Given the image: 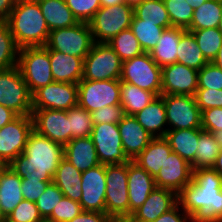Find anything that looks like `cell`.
I'll use <instances>...</instances> for the list:
<instances>
[{
    "label": "cell",
    "mask_w": 222,
    "mask_h": 222,
    "mask_svg": "<svg viewBox=\"0 0 222 222\" xmlns=\"http://www.w3.org/2000/svg\"><path fill=\"white\" fill-rule=\"evenodd\" d=\"M178 204L197 222H222V177L213 168L192 171V181L178 193Z\"/></svg>",
    "instance_id": "1"
},
{
    "label": "cell",
    "mask_w": 222,
    "mask_h": 222,
    "mask_svg": "<svg viewBox=\"0 0 222 222\" xmlns=\"http://www.w3.org/2000/svg\"><path fill=\"white\" fill-rule=\"evenodd\" d=\"M64 158V146L33 130L22 154L8 167L20 178H36L52 182L59 162Z\"/></svg>",
    "instance_id": "2"
},
{
    "label": "cell",
    "mask_w": 222,
    "mask_h": 222,
    "mask_svg": "<svg viewBox=\"0 0 222 222\" xmlns=\"http://www.w3.org/2000/svg\"><path fill=\"white\" fill-rule=\"evenodd\" d=\"M6 22L19 48L45 46L50 30L36 0H17Z\"/></svg>",
    "instance_id": "3"
},
{
    "label": "cell",
    "mask_w": 222,
    "mask_h": 222,
    "mask_svg": "<svg viewBox=\"0 0 222 222\" xmlns=\"http://www.w3.org/2000/svg\"><path fill=\"white\" fill-rule=\"evenodd\" d=\"M128 163L106 165L105 213L115 222L129 218Z\"/></svg>",
    "instance_id": "4"
},
{
    "label": "cell",
    "mask_w": 222,
    "mask_h": 222,
    "mask_svg": "<svg viewBox=\"0 0 222 222\" xmlns=\"http://www.w3.org/2000/svg\"><path fill=\"white\" fill-rule=\"evenodd\" d=\"M32 95L18 65L0 70V105L18 116H32Z\"/></svg>",
    "instance_id": "5"
},
{
    "label": "cell",
    "mask_w": 222,
    "mask_h": 222,
    "mask_svg": "<svg viewBox=\"0 0 222 222\" xmlns=\"http://www.w3.org/2000/svg\"><path fill=\"white\" fill-rule=\"evenodd\" d=\"M134 8L126 3L101 7L88 22L94 42L107 43L121 31L129 29Z\"/></svg>",
    "instance_id": "6"
},
{
    "label": "cell",
    "mask_w": 222,
    "mask_h": 222,
    "mask_svg": "<svg viewBox=\"0 0 222 222\" xmlns=\"http://www.w3.org/2000/svg\"><path fill=\"white\" fill-rule=\"evenodd\" d=\"M17 65L32 94L54 82L49 51L44 46L20 48Z\"/></svg>",
    "instance_id": "7"
},
{
    "label": "cell",
    "mask_w": 222,
    "mask_h": 222,
    "mask_svg": "<svg viewBox=\"0 0 222 222\" xmlns=\"http://www.w3.org/2000/svg\"><path fill=\"white\" fill-rule=\"evenodd\" d=\"M120 80L161 96L162 68L144 52L122 63Z\"/></svg>",
    "instance_id": "8"
},
{
    "label": "cell",
    "mask_w": 222,
    "mask_h": 222,
    "mask_svg": "<svg viewBox=\"0 0 222 222\" xmlns=\"http://www.w3.org/2000/svg\"><path fill=\"white\" fill-rule=\"evenodd\" d=\"M93 44L89 24L79 22L72 27L51 30L44 47L85 59Z\"/></svg>",
    "instance_id": "9"
},
{
    "label": "cell",
    "mask_w": 222,
    "mask_h": 222,
    "mask_svg": "<svg viewBox=\"0 0 222 222\" xmlns=\"http://www.w3.org/2000/svg\"><path fill=\"white\" fill-rule=\"evenodd\" d=\"M122 63L108 43L94 42L84 59L82 80H120Z\"/></svg>",
    "instance_id": "10"
},
{
    "label": "cell",
    "mask_w": 222,
    "mask_h": 222,
    "mask_svg": "<svg viewBox=\"0 0 222 222\" xmlns=\"http://www.w3.org/2000/svg\"><path fill=\"white\" fill-rule=\"evenodd\" d=\"M121 80L91 81L78 83V105L89 113L105 106L120 104Z\"/></svg>",
    "instance_id": "11"
},
{
    "label": "cell",
    "mask_w": 222,
    "mask_h": 222,
    "mask_svg": "<svg viewBox=\"0 0 222 222\" xmlns=\"http://www.w3.org/2000/svg\"><path fill=\"white\" fill-rule=\"evenodd\" d=\"M161 97L166 109L167 126H170L168 130L202 128V112L194 96L171 94Z\"/></svg>",
    "instance_id": "12"
},
{
    "label": "cell",
    "mask_w": 222,
    "mask_h": 222,
    "mask_svg": "<svg viewBox=\"0 0 222 222\" xmlns=\"http://www.w3.org/2000/svg\"><path fill=\"white\" fill-rule=\"evenodd\" d=\"M90 137L100 164L113 165L130 161L123 151L118 124H95Z\"/></svg>",
    "instance_id": "13"
},
{
    "label": "cell",
    "mask_w": 222,
    "mask_h": 222,
    "mask_svg": "<svg viewBox=\"0 0 222 222\" xmlns=\"http://www.w3.org/2000/svg\"><path fill=\"white\" fill-rule=\"evenodd\" d=\"M33 131L32 116H17L0 129V162L8 166L22 154Z\"/></svg>",
    "instance_id": "14"
},
{
    "label": "cell",
    "mask_w": 222,
    "mask_h": 222,
    "mask_svg": "<svg viewBox=\"0 0 222 222\" xmlns=\"http://www.w3.org/2000/svg\"><path fill=\"white\" fill-rule=\"evenodd\" d=\"M78 105V84L53 82L32 95V109L69 110Z\"/></svg>",
    "instance_id": "15"
},
{
    "label": "cell",
    "mask_w": 222,
    "mask_h": 222,
    "mask_svg": "<svg viewBox=\"0 0 222 222\" xmlns=\"http://www.w3.org/2000/svg\"><path fill=\"white\" fill-rule=\"evenodd\" d=\"M33 130L65 146L70 141V121L66 110L33 109Z\"/></svg>",
    "instance_id": "16"
},
{
    "label": "cell",
    "mask_w": 222,
    "mask_h": 222,
    "mask_svg": "<svg viewBox=\"0 0 222 222\" xmlns=\"http://www.w3.org/2000/svg\"><path fill=\"white\" fill-rule=\"evenodd\" d=\"M81 181L83 210L105 213L106 165L99 164L83 171Z\"/></svg>",
    "instance_id": "17"
},
{
    "label": "cell",
    "mask_w": 222,
    "mask_h": 222,
    "mask_svg": "<svg viewBox=\"0 0 222 222\" xmlns=\"http://www.w3.org/2000/svg\"><path fill=\"white\" fill-rule=\"evenodd\" d=\"M197 89L198 70L180 63L162 67L161 95L195 96Z\"/></svg>",
    "instance_id": "18"
},
{
    "label": "cell",
    "mask_w": 222,
    "mask_h": 222,
    "mask_svg": "<svg viewBox=\"0 0 222 222\" xmlns=\"http://www.w3.org/2000/svg\"><path fill=\"white\" fill-rule=\"evenodd\" d=\"M192 171L191 165L172 151L154 178L156 187L178 194L192 181Z\"/></svg>",
    "instance_id": "19"
},
{
    "label": "cell",
    "mask_w": 222,
    "mask_h": 222,
    "mask_svg": "<svg viewBox=\"0 0 222 222\" xmlns=\"http://www.w3.org/2000/svg\"><path fill=\"white\" fill-rule=\"evenodd\" d=\"M178 204V194L172 190L156 187L144 204L126 222H154L163 213Z\"/></svg>",
    "instance_id": "20"
},
{
    "label": "cell",
    "mask_w": 222,
    "mask_h": 222,
    "mask_svg": "<svg viewBox=\"0 0 222 222\" xmlns=\"http://www.w3.org/2000/svg\"><path fill=\"white\" fill-rule=\"evenodd\" d=\"M156 188L155 179L135 162H128L129 217L147 200Z\"/></svg>",
    "instance_id": "21"
},
{
    "label": "cell",
    "mask_w": 222,
    "mask_h": 222,
    "mask_svg": "<svg viewBox=\"0 0 222 222\" xmlns=\"http://www.w3.org/2000/svg\"><path fill=\"white\" fill-rule=\"evenodd\" d=\"M123 151L129 160L133 161L153 139L138 123L134 116L125 115L118 123Z\"/></svg>",
    "instance_id": "22"
},
{
    "label": "cell",
    "mask_w": 222,
    "mask_h": 222,
    "mask_svg": "<svg viewBox=\"0 0 222 222\" xmlns=\"http://www.w3.org/2000/svg\"><path fill=\"white\" fill-rule=\"evenodd\" d=\"M49 51L54 82L78 84L83 78L84 59L59 51Z\"/></svg>",
    "instance_id": "23"
},
{
    "label": "cell",
    "mask_w": 222,
    "mask_h": 222,
    "mask_svg": "<svg viewBox=\"0 0 222 222\" xmlns=\"http://www.w3.org/2000/svg\"><path fill=\"white\" fill-rule=\"evenodd\" d=\"M64 158L83 172L100 164L90 136L73 138L64 146Z\"/></svg>",
    "instance_id": "24"
},
{
    "label": "cell",
    "mask_w": 222,
    "mask_h": 222,
    "mask_svg": "<svg viewBox=\"0 0 222 222\" xmlns=\"http://www.w3.org/2000/svg\"><path fill=\"white\" fill-rule=\"evenodd\" d=\"M134 118L151 137L162 138L166 136L168 129L163 127L167 125V116L164 100L161 96H157L148 106L136 113Z\"/></svg>",
    "instance_id": "25"
},
{
    "label": "cell",
    "mask_w": 222,
    "mask_h": 222,
    "mask_svg": "<svg viewBox=\"0 0 222 222\" xmlns=\"http://www.w3.org/2000/svg\"><path fill=\"white\" fill-rule=\"evenodd\" d=\"M21 180L13 170L5 166L0 172V211L4 218L9 216L23 199Z\"/></svg>",
    "instance_id": "26"
},
{
    "label": "cell",
    "mask_w": 222,
    "mask_h": 222,
    "mask_svg": "<svg viewBox=\"0 0 222 222\" xmlns=\"http://www.w3.org/2000/svg\"><path fill=\"white\" fill-rule=\"evenodd\" d=\"M171 152L170 144L164 137L153 138L133 162L155 178Z\"/></svg>",
    "instance_id": "27"
},
{
    "label": "cell",
    "mask_w": 222,
    "mask_h": 222,
    "mask_svg": "<svg viewBox=\"0 0 222 222\" xmlns=\"http://www.w3.org/2000/svg\"><path fill=\"white\" fill-rule=\"evenodd\" d=\"M186 29L170 27L166 28L157 45L149 52L152 59L159 67L177 63L178 44Z\"/></svg>",
    "instance_id": "28"
},
{
    "label": "cell",
    "mask_w": 222,
    "mask_h": 222,
    "mask_svg": "<svg viewBox=\"0 0 222 222\" xmlns=\"http://www.w3.org/2000/svg\"><path fill=\"white\" fill-rule=\"evenodd\" d=\"M82 172L63 158L57 167L52 182L55 183L64 197L79 202L82 195Z\"/></svg>",
    "instance_id": "29"
},
{
    "label": "cell",
    "mask_w": 222,
    "mask_h": 222,
    "mask_svg": "<svg viewBox=\"0 0 222 222\" xmlns=\"http://www.w3.org/2000/svg\"><path fill=\"white\" fill-rule=\"evenodd\" d=\"M202 128L168 130L164 137L173 152L191 164L195 160L196 149Z\"/></svg>",
    "instance_id": "30"
},
{
    "label": "cell",
    "mask_w": 222,
    "mask_h": 222,
    "mask_svg": "<svg viewBox=\"0 0 222 222\" xmlns=\"http://www.w3.org/2000/svg\"><path fill=\"white\" fill-rule=\"evenodd\" d=\"M41 8L49 30L68 28L79 21L73 15L65 0H36Z\"/></svg>",
    "instance_id": "31"
},
{
    "label": "cell",
    "mask_w": 222,
    "mask_h": 222,
    "mask_svg": "<svg viewBox=\"0 0 222 222\" xmlns=\"http://www.w3.org/2000/svg\"><path fill=\"white\" fill-rule=\"evenodd\" d=\"M120 104L125 115L134 116L148 106L157 96L147 90H143L131 83L120 84Z\"/></svg>",
    "instance_id": "32"
},
{
    "label": "cell",
    "mask_w": 222,
    "mask_h": 222,
    "mask_svg": "<svg viewBox=\"0 0 222 222\" xmlns=\"http://www.w3.org/2000/svg\"><path fill=\"white\" fill-rule=\"evenodd\" d=\"M177 48V63L196 70H200L208 63L190 31L186 30L182 34Z\"/></svg>",
    "instance_id": "33"
},
{
    "label": "cell",
    "mask_w": 222,
    "mask_h": 222,
    "mask_svg": "<svg viewBox=\"0 0 222 222\" xmlns=\"http://www.w3.org/2000/svg\"><path fill=\"white\" fill-rule=\"evenodd\" d=\"M222 17V0H207L194 10L191 25L187 30L218 28Z\"/></svg>",
    "instance_id": "34"
},
{
    "label": "cell",
    "mask_w": 222,
    "mask_h": 222,
    "mask_svg": "<svg viewBox=\"0 0 222 222\" xmlns=\"http://www.w3.org/2000/svg\"><path fill=\"white\" fill-rule=\"evenodd\" d=\"M219 152L220 148L213 134L203 131L199 137L195 160L190 164L192 170L212 168Z\"/></svg>",
    "instance_id": "35"
},
{
    "label": "cell",
    "mask_w": 222,
    "mask_h": 222,
    "mask_svg": "<svg viewBox=\"0 0 222 222\" xmlns=\"http://www.w3.org/2000/svg\"><path fill=\"white\" fill-rule=\"evenodd\" d=\"M134 15L144 22L155 23L165 29L172 27L163 0H145L134 8Z\"/></svg>",
    "instance_id": "36"
},
{
    "label": "cell",
    "mask_w": 222,
    "mask_h": 222,
    "mask_svg": "<svg viewBox=\"0 0 222 222\" xmlns=\"http://www.w3.org/2000/svg\"><path fill=\"white\" fill-rule=\"evenodd\" d=\"M130 29L137 38L144 52H150L161 38L164 27L155 25V23L144 22L133 15Z\"/></svg>",
    "instance_id": "37"
},
{
    "label": "cell",
    "mask_w": 222,
    "mask_h": 222,
    "mask_svg": "<svg viewBox=\"0 0 222 222\" xmlns=\"http://www.w3.org/2000/svg\"><path fill=\"white\" fill-rule=\"evenodd\" d=\"M122 61L132 59L144 53L140 43L129 28L121 31L107 42Z\"/></svg>",
    "instance_id": "38"
},
{
    "label": "cell",
    "mask_w": 222,
    "mask_h": 222,
    "mask_svg": "<svg viewBox=\"0 0 222 222\" xmlns=\"http://www.w3.org/2000/svg\"><path fill=\"white\" fill-rule=\"evenodd\" d=\"M19 47L15 43L9 24L0 22V70L14 67L18 64Z\"/></svg>",
    "instance_id": "39"
},
{
    "label": "cell",
    "mask_w": 222,
    "mask_h": 222,
    "mask_svg": "<svg viewBox=\"0 0 222 222\" xmlns=\"http://www.w3.org/2000/svg\"><path fill=\"white\" fill-rule=\"evenodd\" d=\"M192 32L196 43L208 62H212L222 46V34L218 28L187 30Z\"/></svg>",
    "instance_id": "40"
},
{
    "label": "cell",
    "mask_w": 222,
    "mask_h": 222,
    "mask_svg": "<svg viewBox=\"0 0 222 222\" xmlns=\"http://www.w3.org/2000/svg\"><path fill=\"white\" fill-rule=\"evenodd\" d=\"M70 121V141L73 138L88 137L94 127L91 113L79 105L67 110Z\"/></svg>",
    "instance_id": "41"
},
{
    "label": "cell",
    "mask_w": 222,
    "mask_h": 222,
    "mask_svg": "<svg viewBox=\"0 0 222 222\" xmlns=\"http://www.w3.org/2000/svg\"><path fill=\"white\" fill-rule=\"evenodd\" d=\"M172 27L188 29L191 25L194 9L186 0H163Z\"/></svg>",
    "instance_id": "42"
},
{
    "label": "cell",
    "mask_w": 222,
    "mask_h": 222,
    "mask_svg": "<svg viewBox=\"0 0 222 222\" xmlns=\"http://www.w3.org/2000/svg\"><path fill=\"white\" fill-rule=\"evenodd\" d=\"M64 197L63 193L59 187L51 182L45 189L44 193L36 200V205L39 214L46 221L52 214L54 207L62 200Z\"/></svg>",
    "instance_id": "43"
},
{
    "label": "cell",
    "mask_w": 222,
    "mask_h": 222,
    "mask_svg": "<svg viewBox=\"0 0 222 222\" xmlns=\"http://www.w3.org/2000/svg\"><path fill=\"white\" fill-rule=\"evenodd\" d=\"M83 211L82 205L79 202L63 197L54 207L51 216L45 222H68Z\"/></svg>",
    "instance_id": "44"
},
{
    "label": "cell",
    "mask_w": 222,
    "mask_h": 222,
    "mask_svg": "<svg viewBox=\"0 0 222 222\" xmlns=\"http://www.w3.org/2000/svg\"><path fill=\"white\" fill-rule=\"evenodd\" d=\"M4 222H45L35 202L22 200Z\"/></svg>",
    "instance_id": "45"
},
{
    "label": "cell",
    "mask_w": 222,
    "mask_h": 222,
    "mask_svg": "<svg viewBox=\"0 0 222 222\" xmlns=\"http://www.w3.org/2000/svg\"><path fill=\"white\" fill-rule=\"evenodd\" d=\"M198 89L222 90V70L208 62L198 70Z\"/></svg>",
    "instance_id": "46"
},
{
    "label": "cell",
    "mask_w": 222,
    "mask_h": 222,
    "mask_svg": "<svg viewBox=\"0 0 222 222\" xmlns=\"http://www.w3.org/2000/svg\"><path fill=\"white\" fill-rule=\"evenodd\" d=\"M79 22L88 23L101 8L100 0H65Z\"/></svg>",
    "instance_id": "47"
},
{
    "label": "cell",
    "mask_w": 222,
    "mask_h": 222,
    "mask_svg": "<svg viewBox=\"0 0 222 222\" xmlns=\"http://www.w3.org/2000/svg\"><path fill=\"white\" fill-rule=\"evenodd\" d=\"M93 124L112 123L118 124L125 116L121 105L105 106L91 113Z\"/></svg>",
    "instance_id": "48"
},
{
    "label": "cell",
    "mask_w": 222,
    "mask_h": 222,
    "mask_svg": "<svg viewBox=\"0 0 222 222\" xmlns=\"http://www.w3.org/2000/svg\"><path fill=\"white\" fill-rule=\"evenodd\" d=\"M194 97L201 112L209 108H222V90L197 89Z\"/></svg>",
    "instance_id": "49"
},
{
    "label": "cell",
    "mask_w": 222,
    "mask_h": 222,
    "mask_svg": "<svg viewBox=\"0 0 222 222\" xmlns=\"http://www.w3.org/2000/svg\"><path fill=\"white\" fill-rule=\"evenodd\" d=\"M51 182L39 181L36 178H22L21 190L24 200L36 202Z\"/></svg>",
    "instance_id": "50"
},
{
    "label": "cell",
    "mask_w": 222,
    "mask_h": 222,
    "mask_svg": "<svg viewBox=\"0 0 222 222\" xmlns=\"http://www.w3.org/2000/svg\"><path fill=\"white\" fill-rule=\"evenodd\" d=\"M201 127L210 133L222 130V108H209L202 111Z\"/></svg>",
    "instance_id": "51"
},
{
    "label": "cell",
    "mask_w": 222,
    "mask_h": 222,
    "mask_svg": "<svg viewBox=\"0 0 222 222\" xmlns=\"http://www.w3.org/2000/svg\"><path fill=\"white\" fill-rule=\"evenodd\" d=\"M181 209L179 204H177L174 208L159 216L154 222H197L196 219L188 215L184 210L182 213L179 212Z\"/></svg>",
    "instance_id": "52"
},
{
    "label": "cell",
    "mask_w": 222,
    "mask_h": 222,
    "mask_svg": "<svg viewBox=\"0 0 222 222\" xmlns=\"http://www.w3.org/2000/svg\"><path fill=\"white\" fill-rule=\"evenodd\" d=\"M68 222H115L109 215L102 212L83 211Z\"/></svg>",
    "instance_id": "53"
},
{
    "label": "cell",
    "mask_w": 222,
    "mask_h": 222,
    "mask_svg": "<svg viewBox=\"0 0 222 222\" xmlns=\"http://www.w3.org/2000/svg\"><path fill=\"white\" fill-rule=\"evenodd\" d=\"M17 0H0V22L7 21Z\"/></svg>",
    "instance_id": "54"
},
{
    "label": "cell",
    "mask_w": 222,
    "mask_h": 222,
    "mask_svg": "<svg viewBox=\"0 0 222 222\" xmlns=\"http://www.w3.org/2000/svg\"><path fill=\"white\" fill-rule=\"evenodd\" d=\"M18 115L13 112L11 109L6 108L3 105H0V129L5 126L7 123L14 120Z\"/></svg>",
    "instance_id": "55"
},
{
    "label": "cell",
    "mask_w": 222,
    "mask_h": 222,
    "mask_svg": "<svg viewBox=\"0 0 222 222\" xmlns=\"http://www.w3.org/2000/svg\"><path fill=\"white\" fill-rule=\"evenodd\" d=\"M212 168L222 177V150L217 155L216 162Z\"/></svg>",
    "instance_id": "56"
},
{
    "label": "cell",
    "mask_w": 222,
    "mask_h": 222,
    "mask_svg": "<svg viewBox=\"0 0 222 222\" xmlns=\"http://www.w3.org/2000/svg\"><path fill=\"white\" fill-rule=\"evenodd\" d=\"M101 2V7H109V6H114L120 3H123V0H100Z\"/></svg>",
    "instance_id": "57"
},
{
    "label": "cell",
    "mask_w": 222,
    "mask_h": 222,
    "mask_svg": "<svg viewBox=\"0 0 222 222\" xmlns=\"http://www.w3.org/2000/svg\"><path fill=\"white\" fill-rule=\"evenodd\" d=\"M212 63H214L217 67L222 70V46L220 47L219 52L217 53Z\"/></svg>",
    "instance_id": "58"
},
{
    "label": "cell",
    "mask_w": 222,
    "mask_h": 222,
    "mask_svg": "<svg viewBox=\"0 0 222 222\" xmlns=\"http://www.w3.org/2000/svg\"><path fill=\"white\" fill-rule=\"evenodd\" d=\"M194 10L200 7L203 3H205L207 0H186Z\"/></svg>",
    "instance_id": "59"
},
{
    "label": "cell",
    "mask_w": 222,
    "mask_h": 222,
    "mask_svg": "<svg viewBox=\"0 0 222 222\" xmlns=\"http://www.w3.org/2000/svg\"><path fill=\"white\" fill-rule=\"evenodd\" d=\"M212 134L216 142L218 143L220 150H222V130L215 131Z\"/></svg>",
    "instance_id": "60"
},
{
    "label": "cell",
    "mask_w": 222,
    "mask_h": 222,
    "mask_svg": "<svg viewBox=\"0 0 222 222\" xmlns=\"http://www.w3.org/2000/svg\"><path fill=\"white\" fill-rule=\"evenodd\" d=\"M123 1L129 6L135 8L137 5L143 3L145 0H123Z\"/></svg>",
    "instance_id": "61"
},
{
    "label": "cell",
    "mask_w": 222,
    "mask_h": 222,
    "mask_svg": "<svg viewBox=\"0 0 222 222\" xmlns=\"http://www.w3.org/2000/svg\"><path fill=\"white\" fill-rule=\"evenodd\" d=\"M218 29H219L220 33L222 34V17H221V21L219 23Z\"/></svg>",
    "instance_id": "62"
},
{
    "label": "cell",
    "mask_w": 222,
    "mask_h": 222,
    "mask_svg": "<svg viewBox=\"0 0 222 222\" xmlns=\"http://www.w3.org/2000/svg\"><path fill=\"white\" fill-rule=\"evenodd\" d=\"M5 221V218L3 217L1 211H0V222H4Z\"/></svg>",
    "instance_id": "63"
},
{
    "label": "cell",
    "mask_w": 222,
    "mask_h": 222,
    "mask_svg": "<svg viewBox=\"0 0 222 222\" xmlns=\"http://www.w3.org/2000/svg\"><path fill=\"white\" fill-rule=\"evenodd\" d=\"M6 165L2 162H0V172L2 171V169L5 167Z\"/></svg>",
    "instance_id": "64"
}]
</instances>
